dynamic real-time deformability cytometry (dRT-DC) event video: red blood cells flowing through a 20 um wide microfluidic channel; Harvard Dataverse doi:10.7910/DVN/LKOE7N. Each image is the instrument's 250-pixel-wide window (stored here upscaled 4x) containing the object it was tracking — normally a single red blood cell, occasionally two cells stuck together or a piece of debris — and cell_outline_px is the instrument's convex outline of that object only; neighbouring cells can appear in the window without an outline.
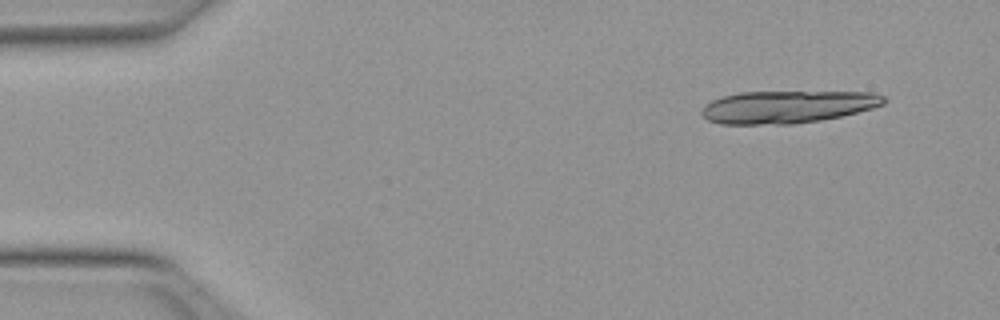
{"species": "Egyptian fruit bat (a non-hibernating species)", "species_latin": "Rousettus aegyptiacus", "temperature_condition": "warm", "stored_images_in_passage": 12, "camera_frame_rate_fps": 3000, "um_per_image_px": 0.085, "animal": {"sex": "female"}, "frame": {"image": 1, "passage_image": 1, "time_ms": 0.0, "image_size_px": [1000, 320], "cell_outline_px": [[888, 100], [884, 104], [872, 108], [840, 116], [820, 120], [792, 124], [720, 124], [708, 120], [700, 112], [704, 104], [712, 100], [724, 96], [740, 92], [876, 92], [884, 96]], "centroid_in_image_um": [66.93, 9.08], "position_along_channel_um": 18.1, "area_um2": 34.51}}